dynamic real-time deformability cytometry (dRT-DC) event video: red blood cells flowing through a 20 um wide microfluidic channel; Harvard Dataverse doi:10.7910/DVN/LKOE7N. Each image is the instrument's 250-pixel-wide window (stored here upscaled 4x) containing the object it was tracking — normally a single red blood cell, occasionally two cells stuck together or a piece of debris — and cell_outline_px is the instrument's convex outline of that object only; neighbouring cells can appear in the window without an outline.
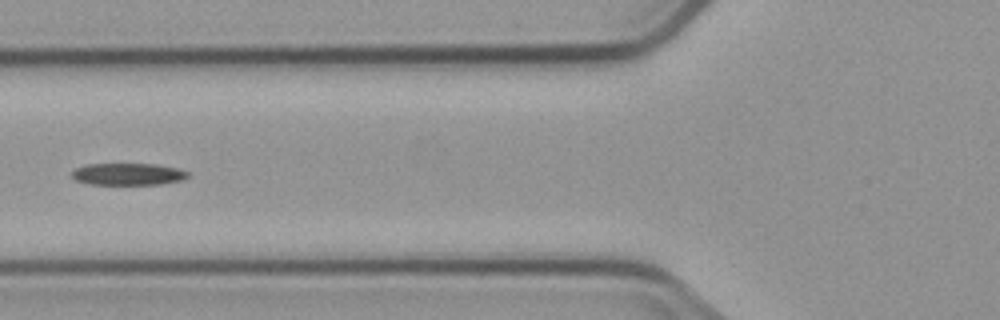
{"species": "common noctule bat (a hibernating species)", "species_latin": "Nyctalus noctula", "temperature_condition": "cold", "stored_images_in_passage": 2, "camera_frame_rate_fps": 3000, "um_per_image_px": 0.085, "animal": {"sex": "male", "body_mass_g": 23.1, "forearm_length_mm": 52.7}, "frame": {"image": 1, "passage_image": 2, "time_ms": 1.0, "image_size_px": [1000, 320], "cell_outline_px": [[188, 176], [180, 180], [160, 184], [88, 184], [76, 180], [72, 176], [72, 172], [76, 168], [88, 164], [152, 164], [176, 168], [188, 172]], "centroid_in_image_um": [10.84, 14.8], "position_along_channel_um": 115.0, "area_um2": 14.57}}